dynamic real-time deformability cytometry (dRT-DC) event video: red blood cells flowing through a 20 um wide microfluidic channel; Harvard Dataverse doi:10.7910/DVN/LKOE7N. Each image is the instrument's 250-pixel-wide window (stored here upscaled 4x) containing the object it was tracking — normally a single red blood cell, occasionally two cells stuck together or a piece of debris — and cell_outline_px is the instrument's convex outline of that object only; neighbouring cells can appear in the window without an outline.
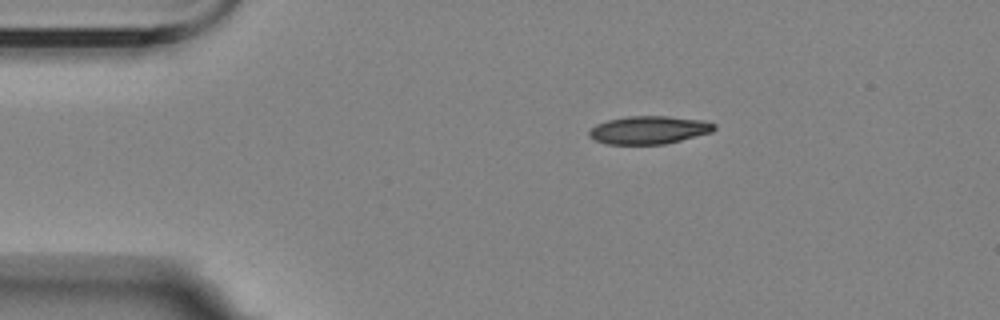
{"species": "Egyptian fruit bat (a non-hibernating species)", "species_latin": "Rousettus aegyptiacus", "temperature_condition": "room temperature", "stored_images_in_passage": 4, "camera_frame_rate_fps": 3000, "um_per_image_px": 0.085, "animal": {"sex": "female"}, "frame": {"image": 1, "passage_image": 1, "time_ms": 0.0, "image_size_px": [1000, 320], "cell_outline_px": [[716, 128], [712, 132], [664, 144], [604, 144], [588, 136], [588, 132], [596, 124], [608, 120], [628, 116], [668, 116], [704, 120], [716, 124]], "centroid_in_image_um": [55.16, 11.04], "position_along_channel_um": 29.8, "area_um2": 20.4}}
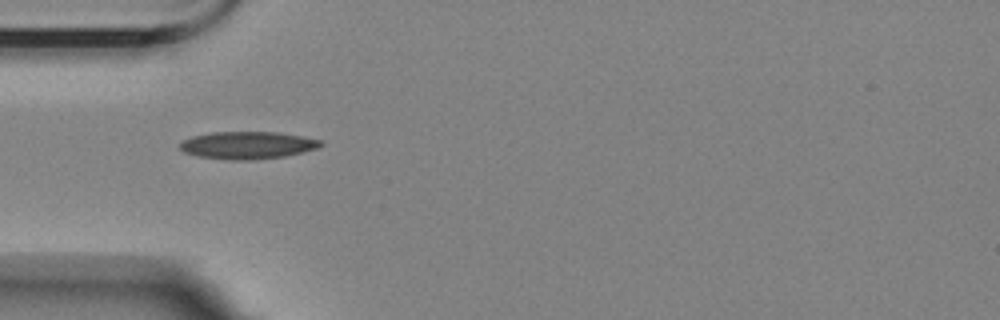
{"frame": {"image": 2, "passage_image": 3, "time_ms": 2.333, "image_size_px": [1000, 320], "cell_outline_px": [[324, 144], [316, 148], [284, 156], [256, 160], [228, 160], [196, 156], [184, 152], [180, 148], [180, 144], [184, 140], [192, 136], [212, 132], [280, 132], [320, 140]], "centroid_in_image_um": [21.0, 12.35], "position_along_channel_um": 64.0, "area_um2": 22.43}}
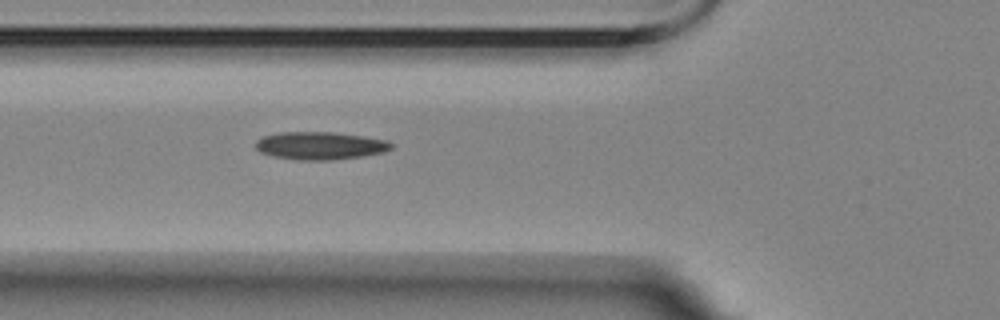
{"frame": {"image": 3, "passage_image": 4, "time_ms": 3.333, "image_size_px": [1000, 320], "cell_outline_px": [[392, 148], [384, 152], [364, 156], [332, 160], [296, 160], [272, 156], [260, 152], [256, 148], [256, 140], [264, 136], [280, 132], [332, 132], [364, 136], [388, 140], [392, 144]], "centroid_in_image_um": [27.22, 12.38], "position_along_channel_um": 98.6, "area_um2": 22.08}}